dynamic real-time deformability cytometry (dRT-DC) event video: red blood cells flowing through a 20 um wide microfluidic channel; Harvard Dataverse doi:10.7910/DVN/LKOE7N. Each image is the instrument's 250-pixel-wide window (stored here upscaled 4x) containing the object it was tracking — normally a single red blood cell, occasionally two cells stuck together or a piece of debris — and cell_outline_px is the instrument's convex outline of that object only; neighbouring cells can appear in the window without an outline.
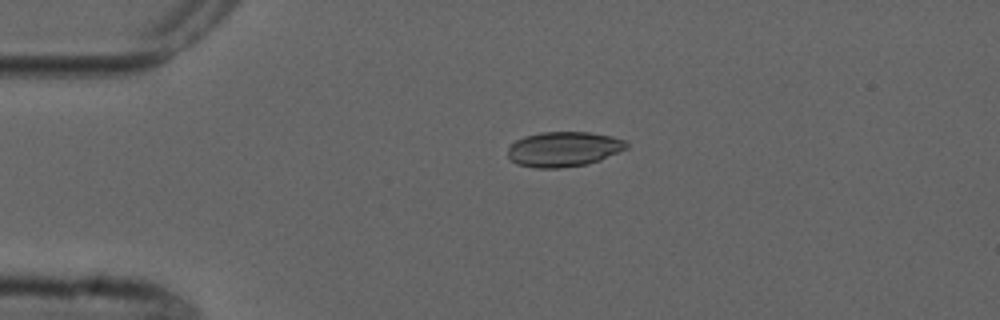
{"species": "common noctule bat (a hibernating species)", "species_latin": "Nyctalus noctula", "temperature_condition": "cold", "stored_images_in_passage": 3, "camera_frame_rate_fps": 3000, "um_per_image_px": 0.085, "animal": {"sex": "male", "forearm_length_mm": 52.5}, "frame": {"image": 1, "passage_image": 2, "time_ms": 1.333, "image_size_px": [1000, 320], "cell_outline_px": [[628, 148], [600, 160], [588, 164], [560, 168], [536, 168], [516, 164], [508, 156], [508, 148], [516, 140], [524, 136], [540, 132], [588, 132], [612, 136], [624, 140], [628, 144]], "centroid_in_image_um": [47.91, 12.68], "position_along_channel_um": 37.1, "area_um2": 24.28}}